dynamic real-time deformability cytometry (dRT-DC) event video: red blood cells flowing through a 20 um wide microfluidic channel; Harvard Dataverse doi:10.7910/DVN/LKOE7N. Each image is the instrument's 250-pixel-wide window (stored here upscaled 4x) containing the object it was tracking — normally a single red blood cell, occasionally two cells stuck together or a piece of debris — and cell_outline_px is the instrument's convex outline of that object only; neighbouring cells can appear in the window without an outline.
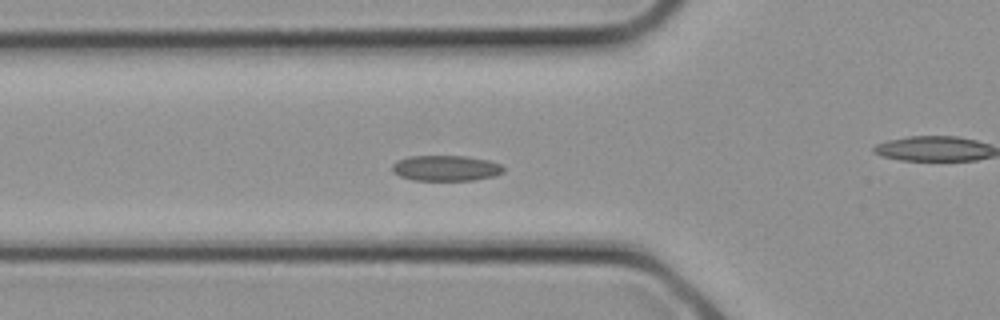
{"species": "common noctule bat (a hibernating species)", "species_latin": "Nyctalus noctula", "temperature_condition": "cold", "stored_images_in_passage": 29, "camera_frame_rate_fps": 3000, "um_per_image_px": 0.085, "animal": {"sex": "female", "body_mass_g": 21.9}, "frame": {"image": 1, "passage_image": 10, "time_ms": 3.0, "image_size_px": [1000, 320], "cell_outline_px": [[504, 172], [492, 176], [472, 180], [412, 180], [400, 176], [392, 172], [392, 164], [396, 160], [408, 156], [468, 156], [488, 160], [500, 164], [504, 168]], "centroid_in_image_um": [37.86, 14.28], "position_along_channel_um": 87.9, "area_um2": 16.65}}
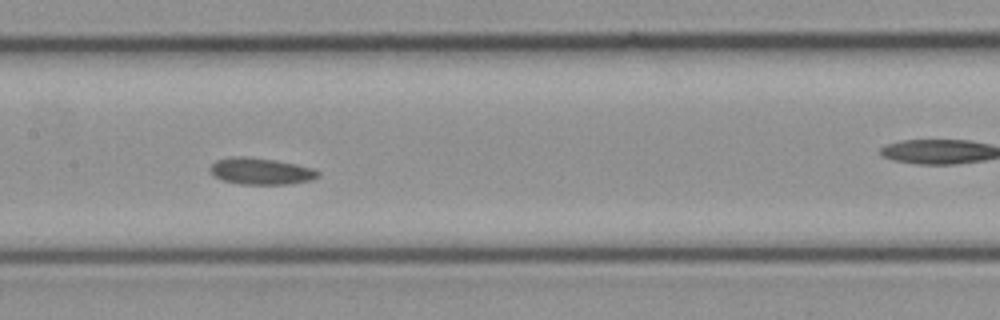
{"frame": {"image": 2, "passage_image": 14, "time_ms": 4.333, "image_size_px": [1000, 320], "cell_outline_px": [[320, 176], [312, 180], [292, 184], [240, 184], [224, 180], [212, 176], [208, 168], [216, 160], [232, 156], [248, 156], [276, 160], [296, 164], [312, 168], [320, 172]], "centroid_in_image_um": [22.16, 14.55], "position_along_channel_um": 185.2, "area_um2": 16.99}}
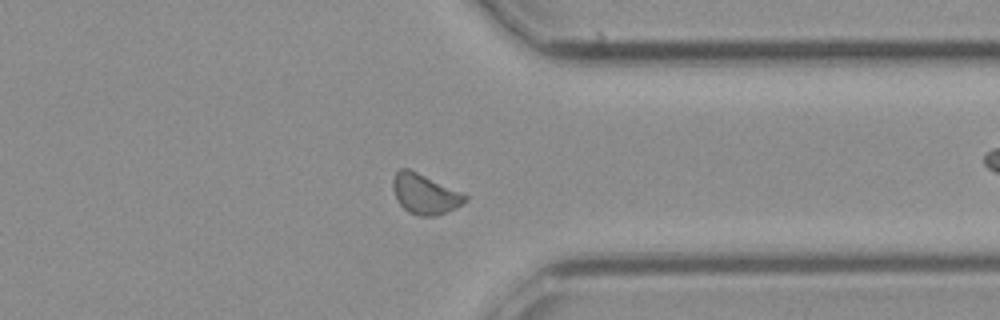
{"frame": {"image": 3, "passage_image": 22, "time_ms": 7.0, "image_size_px": [1000, 320], "cell_outline_px": [[468, 200], [456, 208], [436, 216], [420, 216], [408, 212], [400, 204], [392, 188], [392, 180], [396, 172], [400, 168], [408, 168], [468, 196]], "centroid_in_image_um": [36.1, 16.5], "position_along_channel_um": 375.3, "area_um2": 16.59}}